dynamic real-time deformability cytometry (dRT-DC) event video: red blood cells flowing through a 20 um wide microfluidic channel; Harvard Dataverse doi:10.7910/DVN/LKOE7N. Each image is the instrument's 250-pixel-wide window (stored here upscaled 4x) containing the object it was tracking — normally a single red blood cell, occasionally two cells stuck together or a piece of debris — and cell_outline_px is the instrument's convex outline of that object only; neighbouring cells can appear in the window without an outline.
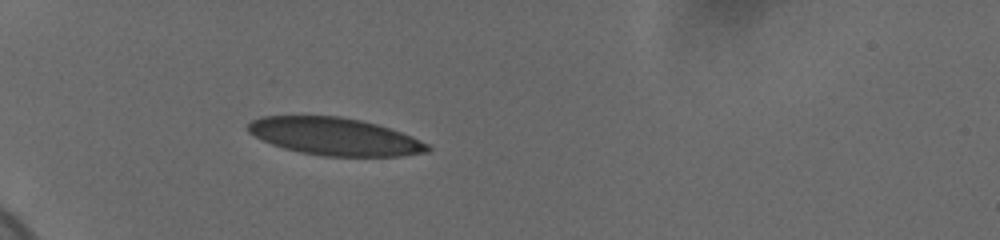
{"species": "human", "species_latin": "Homo sapiens", "temperature_condition": "cold", "stored_images_in_passage": 19, "camera_frame_rate_fps": 3000, "um_per_image_px": 0.085, "donor": {"sex": "female"}, "frame": {"image": 1, "passage_image": 5, "time_ms": 2.0, "image_size_px": [1000, 240], "cell_outline_px": [[432, 148], [428, 152], [400, 156], [324, 156], [300, 152], [284, 148], [272, 144], [248, 132], [248, 124], [252, 120], [264, 116], [340, 116], [360, 120], [376, 124], [412, 136], [428, 144]], "centroid_in_image_um": [28.47, 11.6], "position_along_channel_um": 56.5, "area_um2": 38.96}}
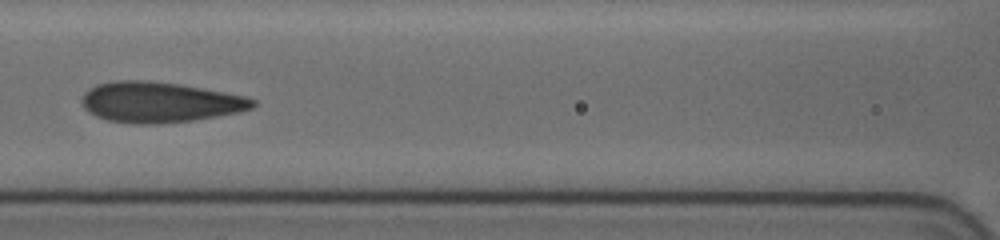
{"frame": {"image": 2, "passage_image": 9, "time_ms": 5.333, "image_size_px": [1000, 240], "cell_outline_px": [[256, 104], [252, 108], [240, 112], [192, 120], [160, 124], [132, 124], [108, 120], [96, 116], [88, 112], [84, 108], [80, 100], [84, 92], [88, 88], [96, 84], [116, 80], [148, 80], [180, 84], [204, 88], [244, 96], [256, 100]], "centroid_in_image_um": [13.53, 8.68], "position_along_channel_um": 153.1, "area_um2": 40.63}}
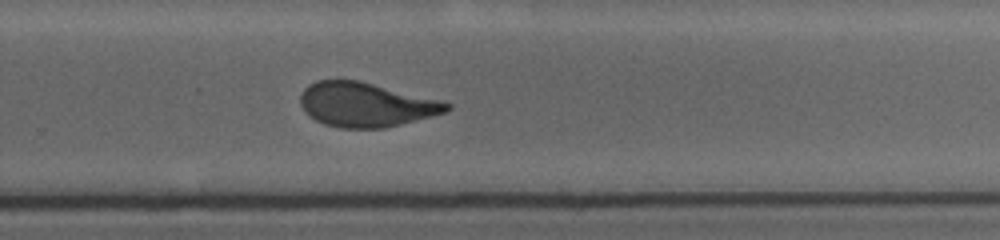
{"frame": {"image": 3, "passage_image": 19, "time_ms": 9.333, "image_size_px": [1000, 240], "cell_outline_px": [[452, 108], [444, 112], [400, 124], [384, 128], [340, 128], [324, 124], [308, 116], [304, 112], [300, 104], [300, 96], [304, 88], [308, 84], [316, 80], [356, 80], [452, 104]], "centroid_in_image_um": [31.0, 8.9], "position_along_channel_um": 298.8, "area_um2": 37.17}}